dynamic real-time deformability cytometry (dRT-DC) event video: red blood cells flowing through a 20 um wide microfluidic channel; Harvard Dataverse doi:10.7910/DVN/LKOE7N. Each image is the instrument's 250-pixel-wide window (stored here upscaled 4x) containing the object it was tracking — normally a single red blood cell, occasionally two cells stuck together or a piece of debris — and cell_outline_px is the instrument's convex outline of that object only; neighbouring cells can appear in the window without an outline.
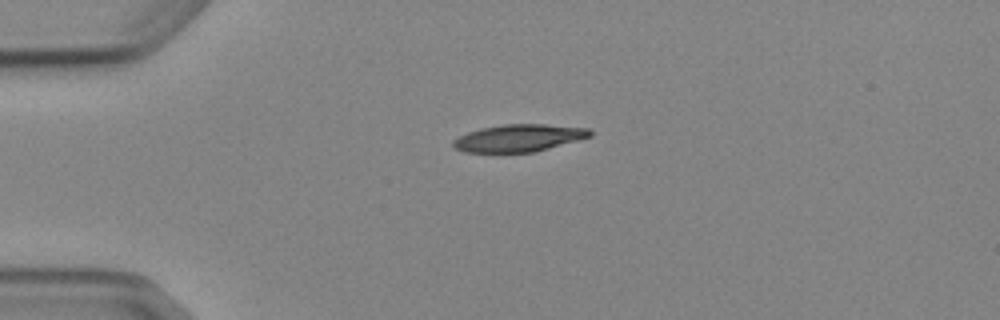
{"species": "Egyptian fruit bat (a non-hibernating species)", "species_latin": "Rousettus aegyptiacus", "temperature_condition": "cold", "stored_images_in_passage": 1, "camera_frame_rate_fps": 3000, "um_per_image_px": 0.085, "animal": {"sex": "female"}, "frame": {"image": 1, "passage_image": 1, "time_ms": 0.0, "image_size_px": [1000, 320], "cell_outline_px": [[592, 136], [580, 140], [532, 152], [464, 152], [456, 148], [452, 144], [452, 140], [468, 132], [480, 128], [504, 124], [544, 124], [588, 128], [592, 132]], "centroid_in_image_um": [44.11, 11.72], "position_along_channel_um": 40.9, "area_um2": 21.68}}